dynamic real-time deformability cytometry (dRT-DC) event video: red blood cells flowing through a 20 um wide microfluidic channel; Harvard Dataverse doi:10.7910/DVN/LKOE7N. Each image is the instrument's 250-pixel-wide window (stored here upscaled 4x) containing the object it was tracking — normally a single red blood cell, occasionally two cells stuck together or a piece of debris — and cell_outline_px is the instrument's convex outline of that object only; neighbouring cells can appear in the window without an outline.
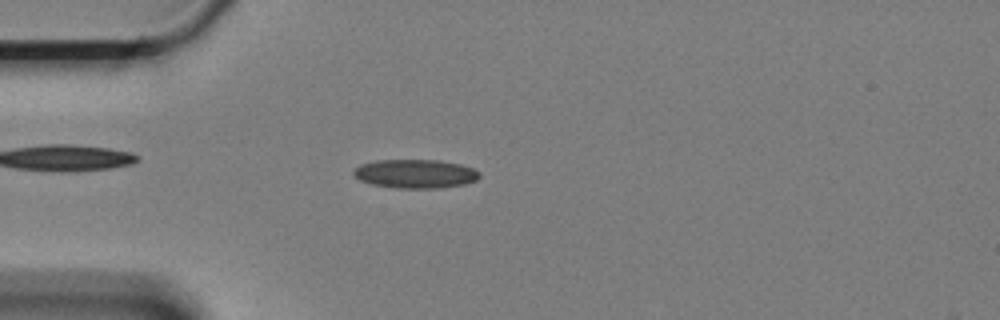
{"species": "Egyptian fruit bat (a non-hibernating species)", "species_latin": "Rousettus aegyptiacus", "temperature_condition": "cold", "stored_images_in_passage": 47, "camera_frame_rate_fps": 3000, "um_per_image_px": 0.085, "animal": {"sex": "female"}, "frame": {"image": 1, "passage_image": 3, "time_ms": 0.667, "image_size_px": [1000, 320], "cell_outline_px": [[480, 176], [476, 180], [464, 184], [440, 188], [396, 188], [372, 184], [360, 180], [352, 172], [360, 164], [376, 160], [440, 160], [460, 164], [472, 168], [480, 172]], "centroid_in_image_um": [35.31, 14.77], "position_along_channel_um": 49.7, "area_um2": 21.1}}
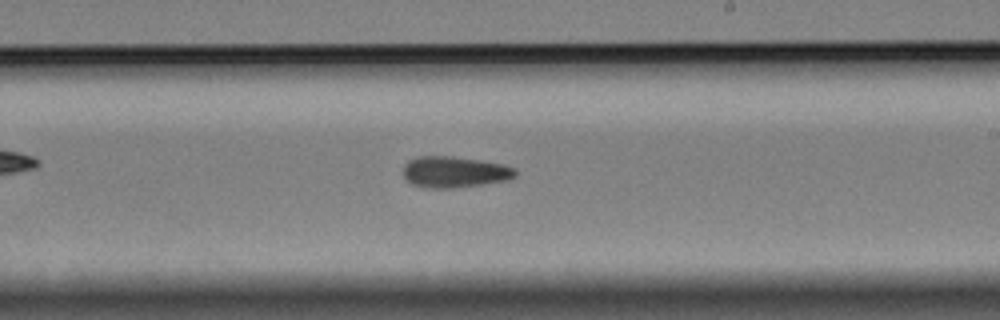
{"frame": {"image": 2, "passage_image": 22, "time_ms": 7.0, "image_size_px": [1000, 320], "cell_outline_px": [[516, 176], [504, 180], [480, 184], [452, 188], [424, 188], [412, 184], [404, 176], [404, 164], [408, 160], [416, 156], [452, 156], [480, 160], [504, 164], [516, 168]], "centroid_in_image_um": [38.61, 14.6], "position_along_channel_um": 250.4, "area_um2": 20.35}}
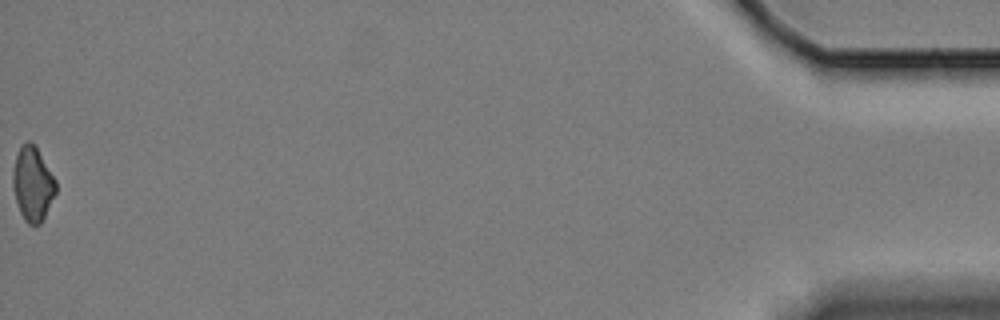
{"frame": {"image": 3, "passage_image": 47, "time_ms": 15.333, "image_size_px": [1000, 320], "cell_outline_px": [[56, 192], [40, 224], [28, 224], [24, 220], [20, 212], [16, 200], [12, 184], [12, 172], [16, 156], [20, 144], [28, 140], [36, 148], [56, 180]], "centroid_in_image_um": [2.75, 15.62], "position_along_channel_um": 432.4, "area_um2": 18.32}}